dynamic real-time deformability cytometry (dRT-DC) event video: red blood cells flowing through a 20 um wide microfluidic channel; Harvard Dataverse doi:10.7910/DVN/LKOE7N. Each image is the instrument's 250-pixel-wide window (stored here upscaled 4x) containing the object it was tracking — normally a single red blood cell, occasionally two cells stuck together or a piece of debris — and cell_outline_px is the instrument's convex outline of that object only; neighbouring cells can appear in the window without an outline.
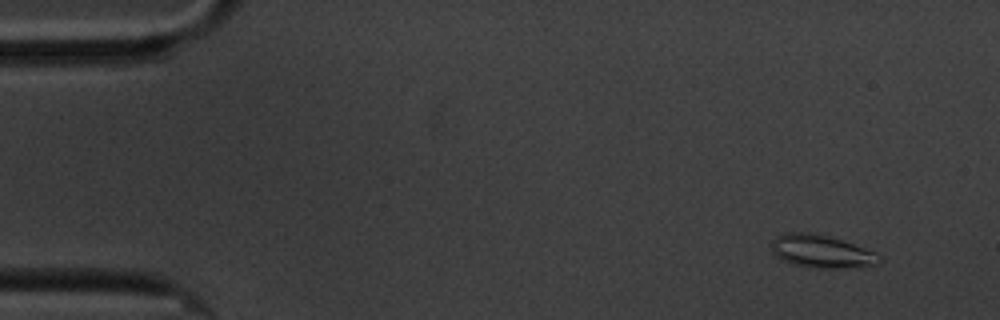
{"species": "common noctule bat (a hibernating species)", "species_latin": "Nyctalus noctula", "temperature_condition": "cold", "stored_images_in_passage": 7, "camera_frame_rate_fps": 3000, "um_per_image_px": 0.085, "animal": {"sex": "male", "body_mass_g": 20.1, "forearm_length_mm": 53.5}, "frame": {"image": 1, "passage_image": 2, "time_ms": 1.333, "image_size_px": [1000, 320], "cell_outline_px": [[884, 260], [876, 264], [836, 268], [808, 268], [792, 264], [776, 256], [772, 252], [772, 240], [776, 236], [784, 232], [808, 232], [840, 240], [876, 252], [884, 256]], "centroid_in_image_um": [69.81, 21.38], "position_along_channel_um": 15.2, "area_um2": 20.52}}
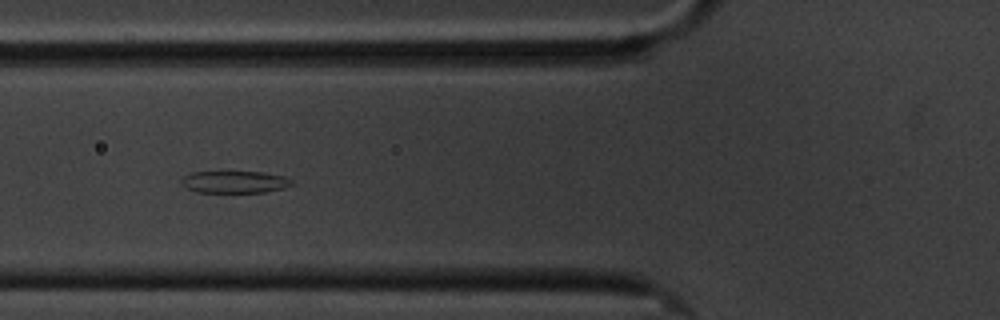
{"frame": {"image": 2, "passage_image": 7, "time_ms": 7.0, "image_size_px": [1000, 320], "cell_outline_px": [[292, 184], [284, 188], [264, 192], [200, 192], [188, 188], [180, 184], [180, 180], [184, 176], [192, 172], [260, 172], [284, 176], [292, 180]], "centroid_in_image_um": [19.93, 15.46], "position_along_channel_um": 105.9, "area_um2": 14.05}}